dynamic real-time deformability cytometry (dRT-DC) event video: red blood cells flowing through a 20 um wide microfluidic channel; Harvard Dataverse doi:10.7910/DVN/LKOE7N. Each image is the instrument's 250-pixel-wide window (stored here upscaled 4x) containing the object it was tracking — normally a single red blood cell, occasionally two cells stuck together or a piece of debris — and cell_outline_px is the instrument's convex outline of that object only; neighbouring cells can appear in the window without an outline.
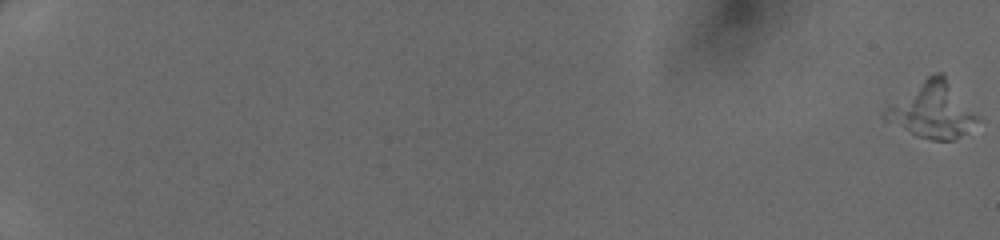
{"species": "human", "species_latin": "Homo sapiens", "temperature_condition": "cold", "stored_images_in_passage": 25, "camera_frame_rate_fps": 3000, "um_per_image_px": 0.085, "donor": {"sex": "female"}, "frame": {"image": 1, "passage_image": 1, "time_ms": 0.0, "image_size_px": [1000, 240], "cell_outline_px": [[976, 120], [960, 136], [952, 140], [932, 140], [920, 136], [912, 132], [884, 116], [884, 112], [892, 104], [928, 76], [936, 72], [940, 72], [944, 76], [976, 116]], "centroid_in_image_um": [79.27, 9.36], "position_along_channel_um": 5.7, "area_um2": 27.46}}
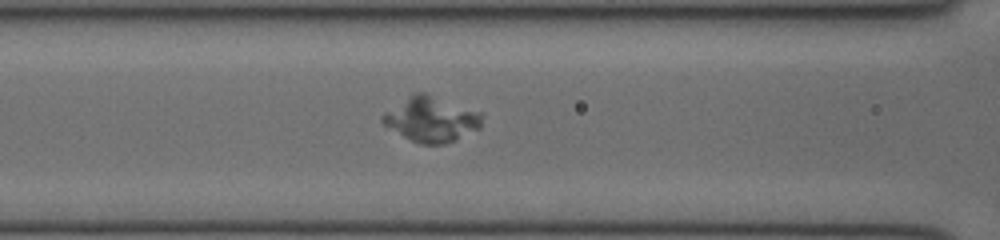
{"frame": {"image": 2, "passage_image": 22, "time_ms": 7.0, "image_size_px": [1000, 240], "cell_outline_px": [[480, 128], [456, 140], [444, 144], [420, 144], [404, 136], [384, 124], [380, 120], [388, 112], [416, 92], [424, 92], [480, 112]], "centroid_in_image_um": [36.7, 10.16], "position_along_channel_um": 129.9, "area_um2": 25.09}}
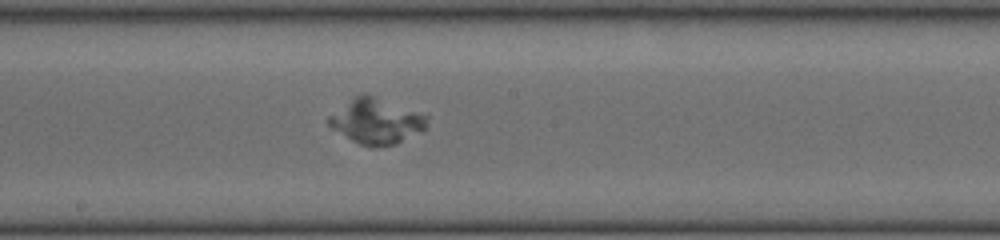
{"frame": {"image": 3, "passage_image": 25, "time_ms": 8.0, "image_size_px": [1000, 240], "cell_outline_px": [[428, 116], [424, 128], [396, 144], [376, 148], [372, 148], [360, 144], [352, 140], [332, 128], [328, 124], [328, 116], [356, 96], [364, 92]], "centroid_in_image_um": [31.95, 10.32], "position_along_channel_um": 216.3, "area_um2": 25.32}}